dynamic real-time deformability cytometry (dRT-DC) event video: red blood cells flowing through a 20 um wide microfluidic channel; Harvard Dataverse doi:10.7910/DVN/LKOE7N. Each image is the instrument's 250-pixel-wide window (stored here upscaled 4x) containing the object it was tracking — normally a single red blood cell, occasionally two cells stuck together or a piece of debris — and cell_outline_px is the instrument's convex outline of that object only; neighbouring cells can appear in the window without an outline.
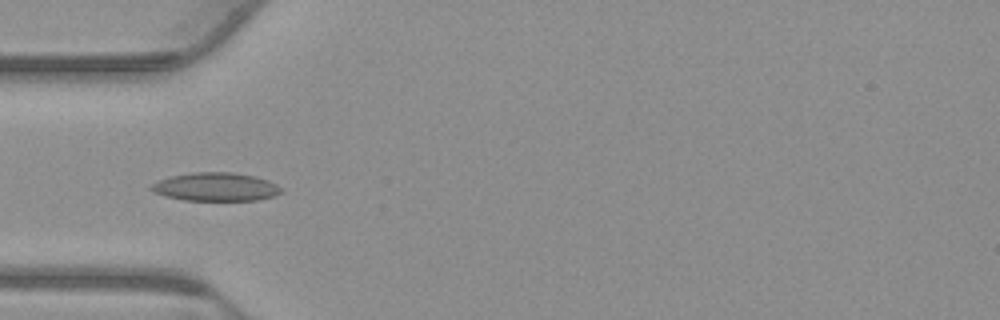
{"species": "common noctule bat (a hibernating species)", "species_latin": "Nyctalus noctula", "temperature_condition": "warm", "stored_images_in_passage": 55, "camera_frame_rate_fps": 3000, "um_per_image_px": 0.085, "animal": {"sex": "male", "body_mass_g": 23.1, "forearm_length_mm": 52.7}, "frame": {"image": 1, "passage_image": 17, "time_ms": 5.333, "image_size_px": [1000, 320], "cell_outline_px": [[280, 192], [276, 196], [256, 200], [184, 200], [164, 196], [152, 192], [148, 188], [156, 180], [168, 176], [192, 172], [232, 172], [256, 176], [268, 180], [276, 184], [280, 188]], "centroid_in_image_um": [18.27, 15.87], "position_along_channel_um": 66.7, "area_um2": 21.73}}
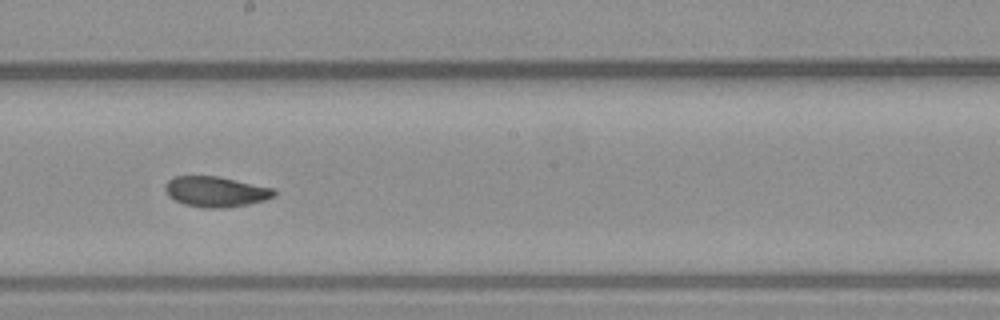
{"frame": {"image": 2, "passage_image": 30, "time_ms": 9.667, "image_size_px": [1000, 320], "cell_outline_px": [[276, 196], [264, 200], [248, 204], [220, 208], [204, 208], [184, 204], [168, 196], [164, 188], [168, 180], [176, 176], [216, 176], [272, 188], [276, 192]], "centroid_in_image_um": [18.32, 16.29], "position_along_channel_um": 229.9, "area_um2": 19.07}}
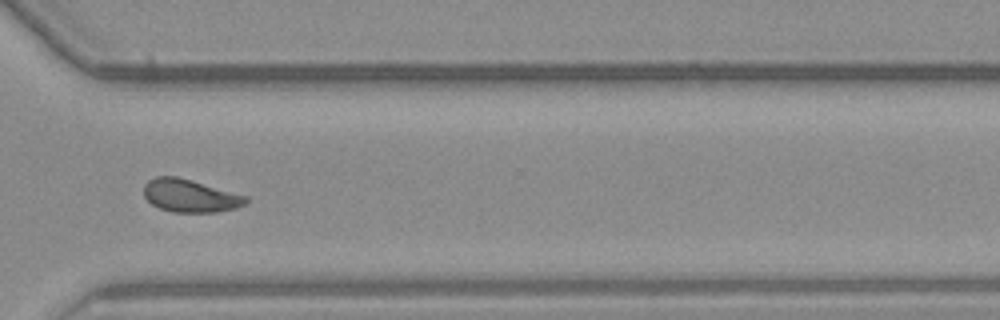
{"frame": {"image": 3, "passage_image": 40, "time_ms": 13.0, "image_size_px": [1000, 320], "cell_outline_px": [[248, 200], [244, 204], [236, 208], [216, 212], [172, 212], [160, 208], [152, 204], [144, 196], [144, 184], [148, 180], [156, 176], [176, 176], [248, 196]], "centroid_in_image_um": [16.14, 16.64], "position_along_channel_um": 354.5, "area_um2": 19.42}, "authors_computed_cell_mechanics": {"area_um2": 19.7676, "velocity_mm_per_s": 3.7434, "shape_relaxation_time_tau1_ms": null, "shape_relaxation_time_tau2_ms": 2.7223, "deformation_change_tau1": null, "deformation_change_tau2": 0.0704}}